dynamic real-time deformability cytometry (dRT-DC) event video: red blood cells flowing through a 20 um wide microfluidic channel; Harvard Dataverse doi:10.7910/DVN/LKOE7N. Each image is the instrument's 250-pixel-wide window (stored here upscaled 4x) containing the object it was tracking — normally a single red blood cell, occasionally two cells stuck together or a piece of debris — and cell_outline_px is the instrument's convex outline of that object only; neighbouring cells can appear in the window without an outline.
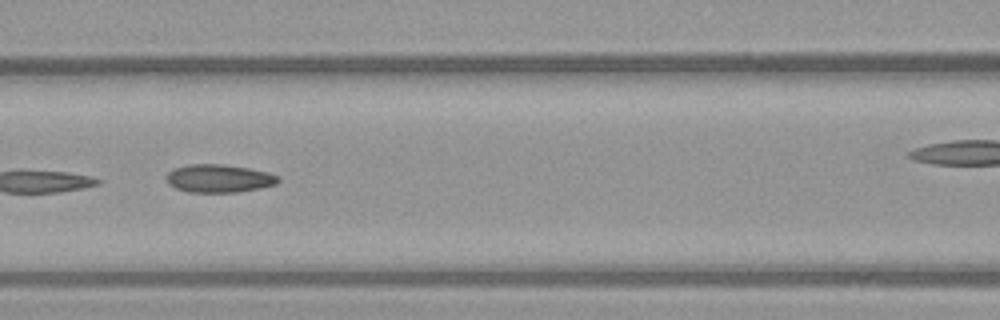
{"species": "common noctule bat (a hibernating species)", "species_latin": "Nyctalus noctula", "temperature_condition": "warm", "stored_images_in_passage": 16, "camera_frame_rate_fps": 3000, "um_per_image_px": 0.085, "animal": {"sex": "female", "body_mass_g": 21.9}, "frame": {"image": 1, "passage_image": 7, "time_ms": 2.0, "image_size_px": [1000, 320], "cell_outline_px": [[280, 180], [276, 184], [260, 188], [236, 192], [188, 192], [176, 188], [168, 184], [164, 176], [168, 172], [176, 168], [188, 164], [220, 164], [248, 168], [268, 172], [280, 176]], "centroid_in_image_um": [18.6, 15.17], "position_along_channel_um": 148.0, "area_um2": 18.32}}